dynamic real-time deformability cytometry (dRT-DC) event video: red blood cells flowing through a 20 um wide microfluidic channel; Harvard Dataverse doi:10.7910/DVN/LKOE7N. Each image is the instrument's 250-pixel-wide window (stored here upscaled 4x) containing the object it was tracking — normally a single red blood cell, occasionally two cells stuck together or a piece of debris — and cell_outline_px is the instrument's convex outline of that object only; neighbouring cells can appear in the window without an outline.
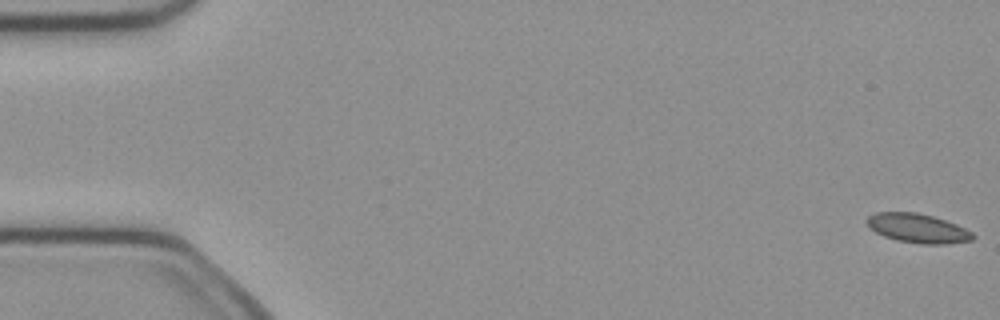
{"species": "common noctule bat (a hibernating species)", "species_latin": "Nyctalus noctula", "temperature_condition": "cold", "stored_images_in_passage": 52, "camera_frame_rate_fps": 3000, "um_per_image_px": 0.085, "animal": {"sex": "female", "body_mass_g": 21.9}, "frame": {"image": 1, "passage_image": 1, "time_ms": 0.0, "image_size_px": [1000, 320], "cell_outline_px": [[976, 236], [972, 240], [944, 244], [920, 244], [896, 240], [884, 236], [876, 232], [864, 220], [868, 216], [876, 212], [916, 212], [932, 216], [956, 224], [972, 232]], "centroid_in_image_um": [78.0, 19.4], "position_along_channel_um": 7.0, "area_um2": 17.92}}
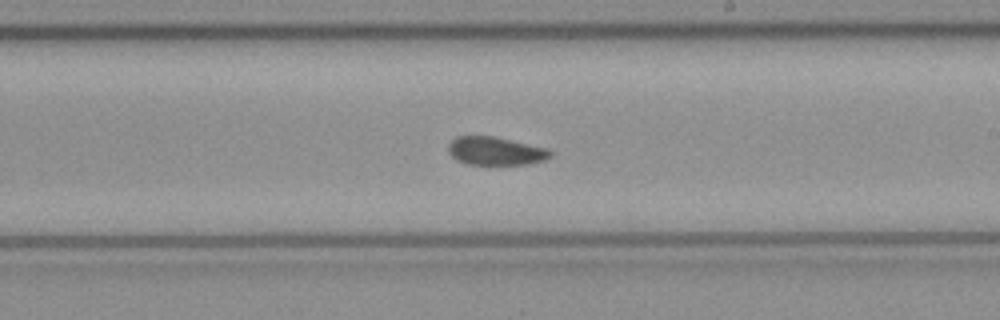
{"frame": {"image": 2, "passage_image": 30, "time_ms": 9.667, "image_size_px": [1000, 320], "cell_outline_px": [[552, 156], [544, 160], [528, 164], [468, 164], [456, 160], [448, 152], [448, 144], [456, 136], [496, 136], [548, 148], [552, 152]], "centroid_in_image_um": [42.13, 12.82], "position_along_channel_um": 246.9, "area_um2": 16.94}}
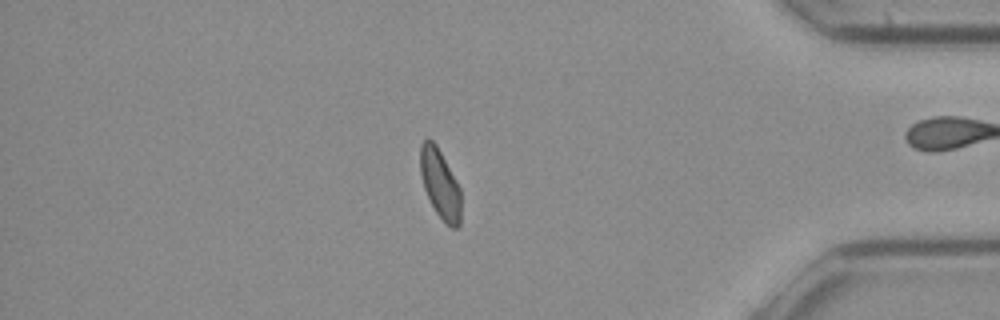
{"frame": {"image": 3, "passage_image": 44, "time_ms": 14.333, "image_size_px": [1000, 320], "cell_outline_px": [[460, 224], [456, 228], [452, 228], [436, 212], [424, 188], [420, 172], [420, 144], [428, 136], [436, 144], [456, 180], [460, 188]], "centroid_in_image_um": [37.39, 15.58], "position_along_channel_um": 397.8, "area_um2": 16.18}, "authors_computed_cell_mechanics": {"area_um2": 17.7157, "velocity_mm_per_s": 4.0108, "shape_relaxation_time_tau1_ms": null, "shape_relaxation_time_tau2_ms": 2.0988, "deformation_change_tau1": null, "deformation_change_tau2": 0.0717}}